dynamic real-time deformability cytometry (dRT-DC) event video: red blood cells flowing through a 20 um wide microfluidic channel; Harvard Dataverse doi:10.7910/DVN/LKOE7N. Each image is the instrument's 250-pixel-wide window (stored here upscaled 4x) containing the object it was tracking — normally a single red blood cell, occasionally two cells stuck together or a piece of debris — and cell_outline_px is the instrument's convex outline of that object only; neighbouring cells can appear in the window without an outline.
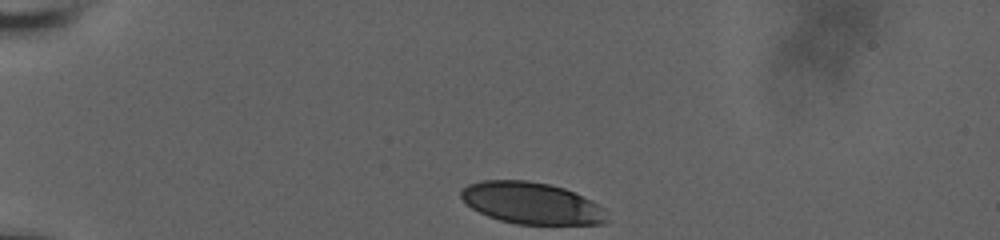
{"species": "human", "species_latin": "Homo sapiens", "temperature_condition": "room temperature", "stored_images_in_passage": 25, "camera_frame_rate_fps": 3000, "um_per_image_px": 0.085, "donor": {"sex": "male"}, "frame": {"image": 1, "passage_image": 1, "time_ms": 0.0, "image_size_px": [1000, 240], "cell_outline_px": [[608, 220], [604, 224], [516, 224], [500, 220], [488, 216], [472, 208], [460, 196], [460, 192], [468, 184], [480, 180], [528, 180], [548, 184], [564, 188], [576, 192], [592, 200], [600, 208]], "centroid_in_image_um": [45.16, 17.26], "position_along_channel_um": 39.8, "area_um2": 35.26}}
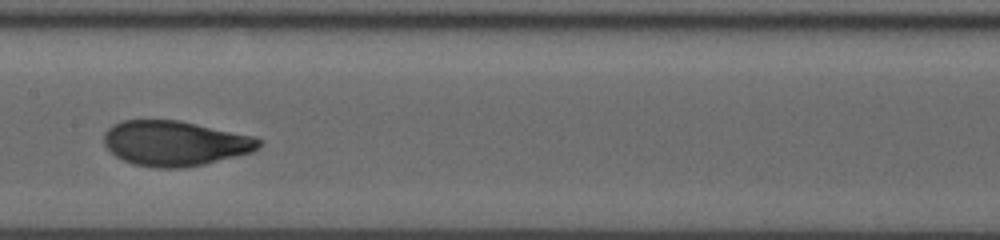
{"frame": {"image": 2, "passage_image": 15, "time_ms": 5.667, "image_size_px": [1000, 240], "cell_outline_px": [[264, 140], [260, 148], [252, 152], [204, 164], [184, 168], [156, 168], [132, 164], [116, 156], [104, 144], [104, 132], [112, 124], [124, 120], [180, 120], [256, 136]], "centroid_in_image_um": [14.91, 12.17], "position_along_channel_um": 192.5, "area_um2": 41.1}}
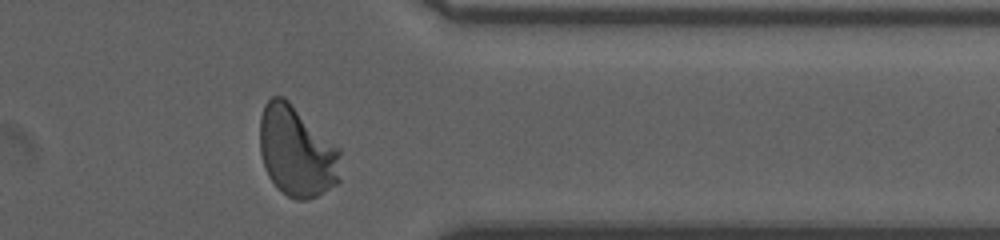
{"frame": {"image": 3, "passage_image": 25, "time_ms": 11.0, "image_size_px": [1000, 240], "cell_outline_px": [[340, 180], [336, 184], [316, 196], [308, 200], [296, 200], [288, 196], [276, 188], [268, 176], [260, 152], [260, 116], [264, 104], [272, 96], [284, 96], [340, 148]], "centroid_in_image_um": [25.22, 12.87], "position_along_channel_um": 386.2, "area_um2": 42.95}, "authors_computed_cell_mechanics": {"area_um2": 40.46, "velocity_mm_per_s": 3.7453, "shape_relaxation_time_tau1_ms": 3.248, "shape_relaxation_time_tau2_ms": null, "deformation_change_tau1": 0.1501, "deformation_change_tau2": null}}